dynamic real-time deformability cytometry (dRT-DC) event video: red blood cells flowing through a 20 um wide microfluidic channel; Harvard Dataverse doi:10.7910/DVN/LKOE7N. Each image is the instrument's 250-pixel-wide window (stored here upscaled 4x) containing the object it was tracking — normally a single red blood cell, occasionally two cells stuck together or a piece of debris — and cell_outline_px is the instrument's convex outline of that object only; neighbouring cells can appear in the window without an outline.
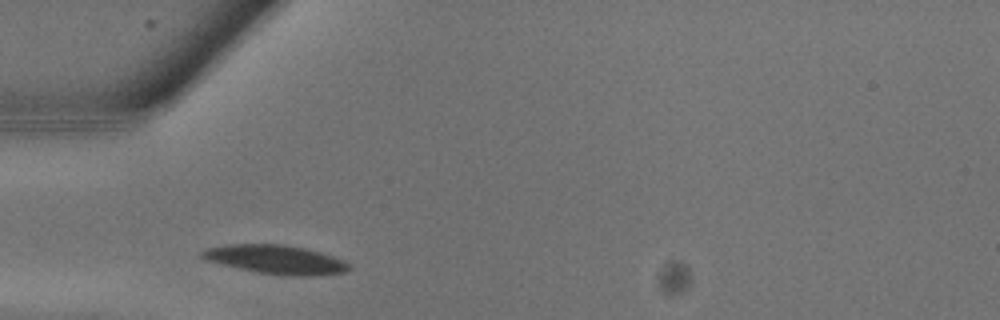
{"species": "common noctule bat (a hibernating species)", "species_latin": "Nyctalus noctula", "temperature_condition": "warm", "stored_images_in_passage": 4, "camera_frame_rate_fps": 3000, "um_per_image_px": 0.085, "animal": {"sex": "male", "body_mass_g": 13.3}, "frame": {"image": 1, "passage_image": 1, "time_ms": 0.0, "image_size_px": [1000, 320], "cell_outline_px": [[352, 268], [344, 272], [308, 276], [292, 276], [260, 272], [240, 268], [208, 260], [200, 256], [200, 252], [204, 248], [228, 244], [284, 244], [304, 248], [320, 252], [344, 260]], "centroid_in_image_um": [23.45, 22.04], "position_along_channel_um": 61.6, "area_um2": 24.39}}
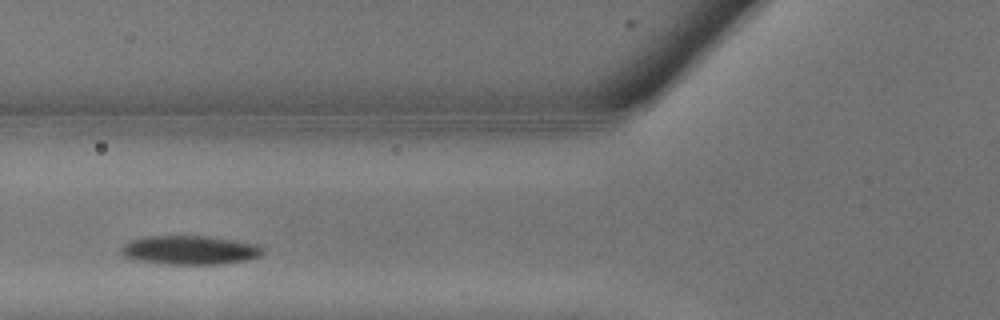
{"frame": {"image": 2, "passage_image": 3, "time_ms": 0.667, "image_size_px": [1000, 320], "cell_outline_px": [[264, 252], [260, 256], [248, 260], [216, 264], [164, 264], [140, 260], [124, 256], [120, 252], [120, 248], [124, 244], [132, 240], [144, 236], [208, 236], [236, 240], [256, 244], [264, 248]], "centroid_in_image_um": [16.16, 21.25], "position_along_channel_um": 109.6, "area_um2": 23.87}}